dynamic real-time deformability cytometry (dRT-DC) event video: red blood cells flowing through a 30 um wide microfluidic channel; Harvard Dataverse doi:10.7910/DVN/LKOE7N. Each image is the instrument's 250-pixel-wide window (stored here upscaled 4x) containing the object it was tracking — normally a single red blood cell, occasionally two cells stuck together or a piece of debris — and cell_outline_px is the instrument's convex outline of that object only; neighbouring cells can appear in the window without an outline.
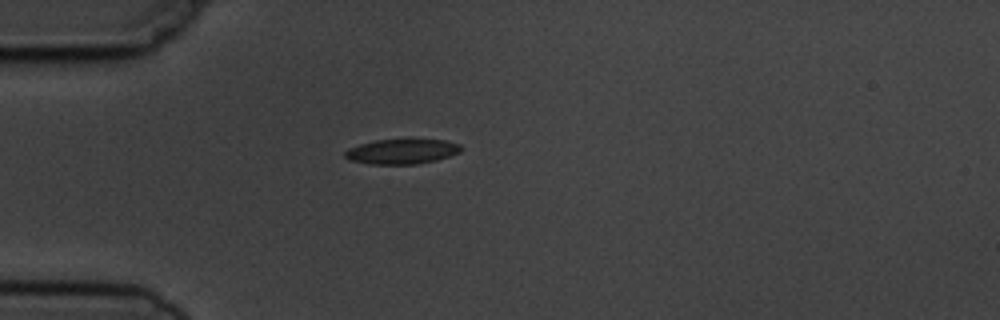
{"species": "common noctule bat (a hibernating species)", "species_latin": "Nyctalus noctula", "temperature_condition": "cold", "stored_images_in_passage": 2, "camera_frame_rate_fps": 3000, "um_per_image_px": 0.085, "animal": {"sex": "male", "body_mass_g": 19.5, "forearm_length_mm": 54.6}, "frame": {"image": 1, "passage_image": 1, "time_ms": 0.0, "image_size_px": [1000, 320], "cell_outline_px": [[464, 148], [460, 152], [436, 160], [416, 164], [368, 164], [348, 160], [344, 156], [344, 152], [348, 148], [360, 144], [376, 140], [412, 136], [444, 140], [460, 144]], "centroid_in_image_um": [34.18, 12.82], "position_along_channel_um": 50.8, "area_um2": 17.8}}